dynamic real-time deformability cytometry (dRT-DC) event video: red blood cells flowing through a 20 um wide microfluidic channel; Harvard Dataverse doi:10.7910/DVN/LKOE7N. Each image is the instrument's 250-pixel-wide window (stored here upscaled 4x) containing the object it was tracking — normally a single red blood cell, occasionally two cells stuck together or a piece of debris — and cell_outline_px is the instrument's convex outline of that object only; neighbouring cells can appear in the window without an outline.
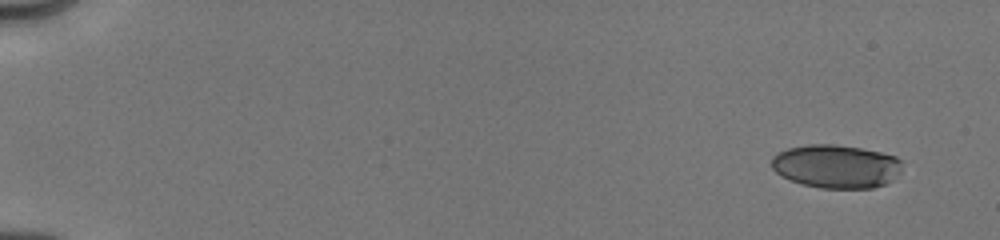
{"species": "human", "species_latin": "Homo sapiens", "temperature_condition": "cold", "stored_images_in_passage": 8, "camera_frame_rate_fps": 3000, "um_per_image_px": 0.085, "donor": {"sex": "male"}, "frame": {"image": 1, "passage_image": 1, "time_ms": 0.0, "image_size_px": [1000, 240], "cell_outline_px": [[900, 172], [892, 180], [884, 184], [872, 188], [820, 188], [800, 184], [780, 176], [772, 168], [772, 156], [788, 148], [808, 144], [836, 144], [860, 148], [880, 152], [896, 156], [900, 160]], "centroid_in_image_um": [71.05, 14.14], "position_along_channel_um": 14.0, "area_um2": 33.12}}
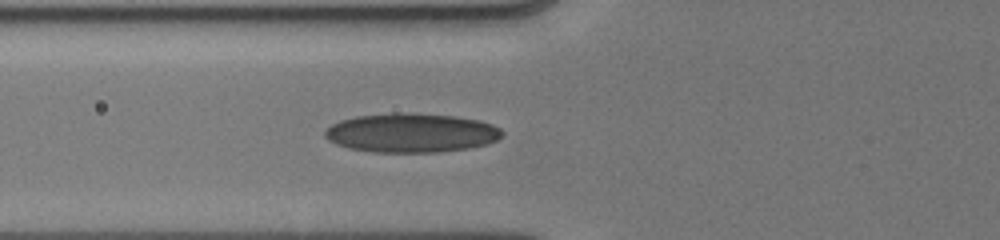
{"frame": {"image": 2, "passage_image": 8, "time_ms": 6.0, "image_size_px": [1000, 240], "cell_outline_px": [[504, 136], [488, 144], [468, 148], [440, 152], [372, 152], [348, 148], [336, 144], [328, 140], [324, 136], [324, 132], [332, 124], [340, 120], [356, 116], [456, 116], [480, 120], [492, 124], [500, 128], [504, 132]], "centroid_in_image_um": [35.0, 11.35], "position_along_channel_um": 90.8, "area_um2": 39.19}}